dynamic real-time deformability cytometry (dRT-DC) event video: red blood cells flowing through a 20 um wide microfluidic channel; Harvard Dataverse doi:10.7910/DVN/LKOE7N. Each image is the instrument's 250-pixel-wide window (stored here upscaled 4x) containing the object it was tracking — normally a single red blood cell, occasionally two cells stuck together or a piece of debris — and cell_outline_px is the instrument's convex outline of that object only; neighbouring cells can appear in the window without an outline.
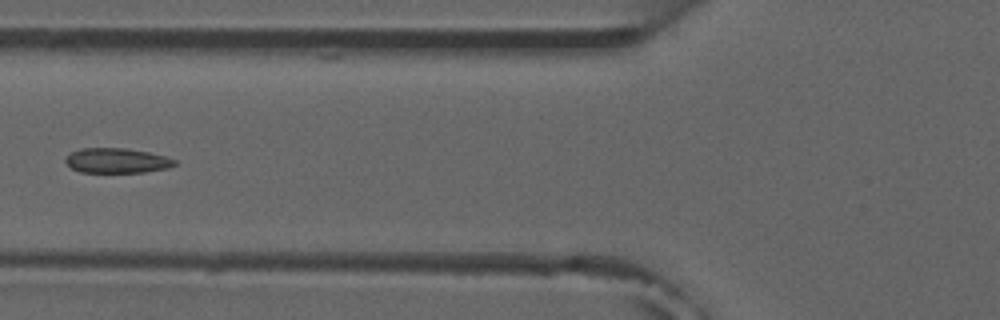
{"species": "common noctule bat (a hibernating species)", "species_latin": "Nyctalus noctula", "temperature_condition": "room temperature", "stored_images_in_passage": 7, "camera_frame_rate_fps": 3000, "um_per_image_px": 0.085, "animal": {"sex": "male", "forearm_length_mm": 52.5}, "frame": {"image": 1, "passage_image": 7, "time_ms": 7.0, "image_size_px": [1000, 320], "cell_outline_px": [[176, 164], [168, 168], [144, 172], [80, 172], [72, 168], [64, 160], [72, 152], [80, 148], [124, 148], [148, 152], [164, 156], [176, 160]], "centroid_in_image_um": [9.93, 13.65], "position_along_channel_um": 115.9, "area_um2": 15.66}}